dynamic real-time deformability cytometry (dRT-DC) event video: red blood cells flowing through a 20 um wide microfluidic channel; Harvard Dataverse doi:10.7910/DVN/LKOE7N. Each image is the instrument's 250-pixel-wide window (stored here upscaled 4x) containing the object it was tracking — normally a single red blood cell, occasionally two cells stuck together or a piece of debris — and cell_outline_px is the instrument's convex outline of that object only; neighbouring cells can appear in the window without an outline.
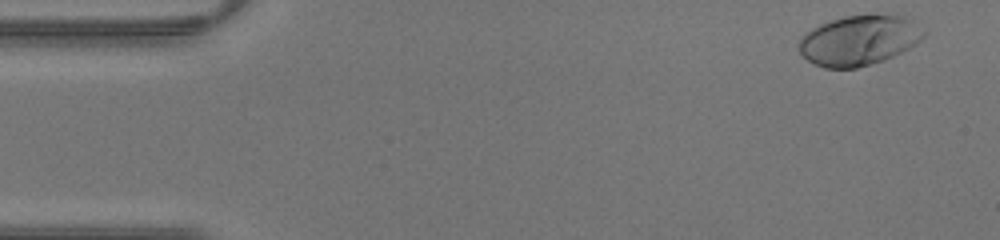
{"species": "human", "species_latin": "Homo sapiens", "temperature_condition": "warm", "stored_images_in_passage": 42, "camera_frame_rate_fps": 3000, "um_per_image_px": 0.085, "donor": {"sex": "male"}, "frame": {"image": 1, "passage_image": 1, "time_ms": 0.0, "image_size_px": [1000, 240], "cell_outline_px": [[928, 32], [916, 44], [884, 60], [856, 68], [824, 68], [808, 60], [800, 52], [796, 44], [812, 28], [820, 24], [844, 16], [904, 16], [912, 20]], "centroid_in_image_um": [73.02, 3.44], "position_along_channel_um": 12.0, "area_um2": 35.89}}
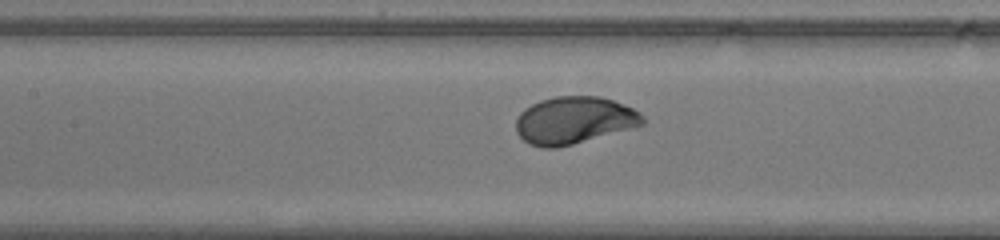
{"frame": {"image": 2, "passage_image": 18, "time_ms": 5.667, "image_size_px": [1000, 240], "cell_outline_px": [[644, 124], [632, 128], [572, 144], [556, 148], [544, 148], [528, 144], [516, 132], [516, 120], [520, 112], [524, 108], [540, 100], [556, 96], [600, 96], [624, 104], [640, 112], [644, 116]], "centroid_in_image_um": [48.78, 10.22], "position_along_channel_um": 158.6, "area_um2": 34.91}}
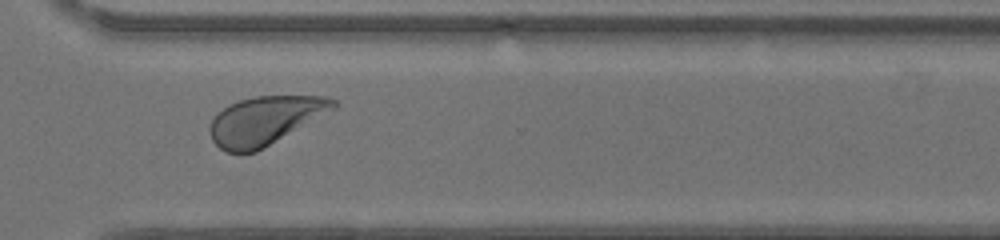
{"frame": {"image": 3, "passage_image": 30, "time_ms": 9.667, "image_size_px": [1000, 240], "cell_outline_px": [[336, 108], [256, 152], [224, 152], [212, 140], [208, 132], [208, 128], [212, 120], [228, 104], [240, 100], [256, 96], [328, 96], [336, 100]], "centroid_in_image_um": [22.51, 10.24], "position_along_channel_um": 348.1, "area_um2": 34.56}}